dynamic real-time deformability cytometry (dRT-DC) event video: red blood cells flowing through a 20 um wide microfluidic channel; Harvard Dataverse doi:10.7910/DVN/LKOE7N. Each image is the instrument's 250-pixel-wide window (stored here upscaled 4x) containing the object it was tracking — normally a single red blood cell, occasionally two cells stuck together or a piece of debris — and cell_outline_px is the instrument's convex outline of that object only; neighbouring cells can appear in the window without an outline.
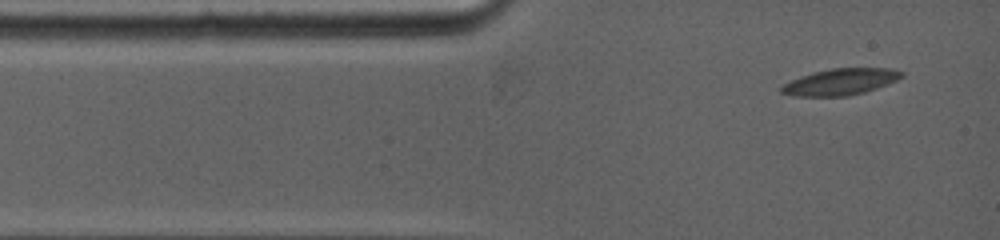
{"species": "common noctule bat (a hibernating species)", "species_latin": "Nyctalus noctula", "temperature_condition": "warm", "stored_images_in_passage": 22, "camera_frame_rate_fps": 5000, "um_per_image_px": 0.085, "animal": {"sex": "female", "body_mass_g": 19.0, "forearm_length_mm": 53.3}, "frame": {"image": 1, "passage_image": 1, "time_ms": 0.0, "image_size_px": [1000, 240], "cell_outline_px": [[904, 76], [896, 80], [876, 88], [864, 92], [848, 96], [796, 96], [780, 92], [780, 88], [784, 84], [800, 76], [832, 68], [892, 68], [904, 72]], "centroid_in_image_um": [71.46, 6.95], "position_along_channel_um": 13.5, "area_um2": 18.32}}
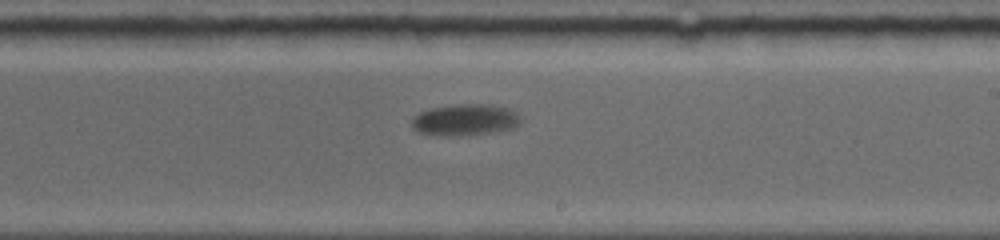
{"frame": {"image": 2, "passage_image": 12, "time_ms": 7.4, "image_size_px": [1000, 240], "cell_outline_px": [[520, 124], [512, 128], [492, 132], [456, 136], [440, 136], [420, 132], [412, 128], [412, 116], [420, 112], [432, 108], [456, 104], [484, 104], [508, 108], [516, 112], [520, 116]], "centroid_in_image_um": [39.51, 10.19], "position_along_channel_um": 249.5, "area_um2": 19.94}}
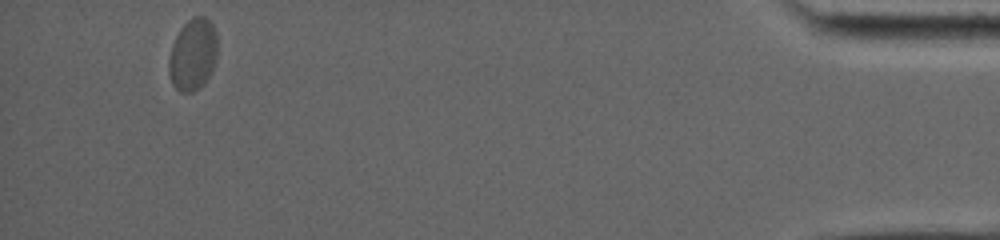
{"frame": {"image": 3, "passage_image": 22, "time_ms": 15.0, "image_size_px": [1000, 240], "cell_outline_px": [[216, 60], [212, 72], [204, 84], [192, 92], [180, 92], [172, 84], [168, 72], [168, 60], [172, 44], [180, 28], [192, 16], [204, 16], [212, 24], [216, 32]], "centroid_in_image_um": [16.38, 4.64], "position_along_channel_um": 418.8, "area_um2": 20.52}, "authors_computed_cell_mechanics": {"area_um2": 19.9988, "velocity_mm_per_s": 3.6254, "shape_relaxation_time_tau1_ms": 3.0815, "shape_relaxation_time_tau2_ms": null, "deformation_change_tau1": 0.1125, "deformation_change_tau2": null}}